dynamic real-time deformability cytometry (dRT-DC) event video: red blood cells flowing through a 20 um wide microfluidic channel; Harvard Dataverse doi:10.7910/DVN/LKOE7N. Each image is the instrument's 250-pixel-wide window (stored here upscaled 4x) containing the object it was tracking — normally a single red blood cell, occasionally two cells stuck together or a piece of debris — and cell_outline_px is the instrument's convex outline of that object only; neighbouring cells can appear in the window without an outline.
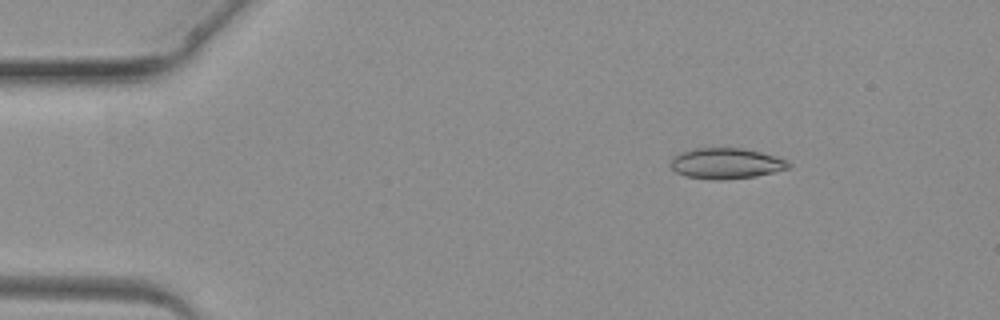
{"species": "common noctule bat (a hibernating species)", "species_latin": "Nyctalus noctula", "temperature_condition": "warm", "stored_images_in_passage": 10, "camera_frame_rate_fps": 3000, "um_per_image_px": 0.085, "animal": {"sex": "female", "body_mass_g": 19.3, "forearm_length_mm": 54.1}, "frame": {"image": 1, "passage_image": 2, "time_ms": 1.667, "image_size_px": [1000, 320], "cell_outline_px": [[792, 168], [756, 176], [720, 180], [712, 180], [688, 176], [676, 172], [668, 164], [672, 156], [680, 152], [696, 148], [744, 148], [776, 156], [788, 160], [792, 164]], "centroid_in_image_um": [61.73, 13.89], "position_along_channel_um": 23.3, "area_um2": 21.39}}
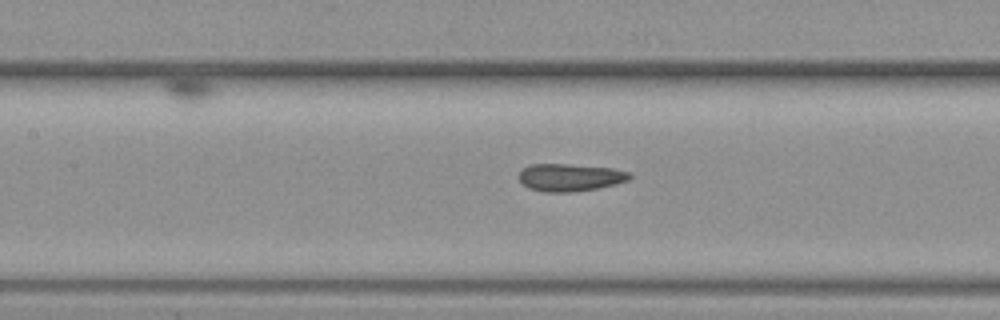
{"frame": {"image": 2, "passage_image": 10, "time_ms": 12.333, "image_size_px": [1000, 320], "cell_outline_px": [[632, 176], [628, 180], [616, 184], [596, 188], [572, 192], [544, 192], [528, 188], [520, 180], [520, 172], [528, 164], [568, 164], [612, 168], [632, 172]], "centroid_in_image_um": [48.48, 15.07], "position_along_channel_um": 158.9, "area_um2": 17.74}}